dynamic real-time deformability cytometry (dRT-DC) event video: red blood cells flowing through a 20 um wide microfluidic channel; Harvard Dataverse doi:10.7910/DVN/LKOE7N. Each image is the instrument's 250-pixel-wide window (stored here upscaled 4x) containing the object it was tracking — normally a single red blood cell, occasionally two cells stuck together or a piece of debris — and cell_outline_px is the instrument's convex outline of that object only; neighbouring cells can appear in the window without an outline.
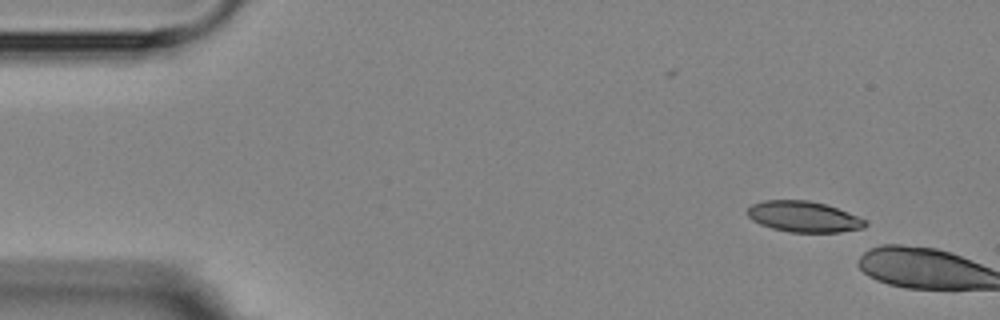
{"species": "Egyptian fruit bat (a non-hibernating species)", "species_latin": "Rousettus aegyptiacus", "temperature_condition": "room temperature", "stored_images_in_passage": 2, "camera_frame_rate_fps": 3000, "um_per_image_px": 0.085, "animal": {"sex": "female"}, "frame": {"image": 1, "passage_image": 1, "time_ms": 0.0, "image_size_px": [1000, 320], "cell_outline_px": [[868, 224], [864, 228], [840, 232], [788, 232], [772, 228], [760, 224], [752, 220], [744, 212], [752, 204], [764, 200], [808, 200], [824, 204], [836, 208], [868, 220]], "centroid_in_image_um": [68.3, 18.42], "position_along_channel_um": 16.7, "area_um2": 21.27}}